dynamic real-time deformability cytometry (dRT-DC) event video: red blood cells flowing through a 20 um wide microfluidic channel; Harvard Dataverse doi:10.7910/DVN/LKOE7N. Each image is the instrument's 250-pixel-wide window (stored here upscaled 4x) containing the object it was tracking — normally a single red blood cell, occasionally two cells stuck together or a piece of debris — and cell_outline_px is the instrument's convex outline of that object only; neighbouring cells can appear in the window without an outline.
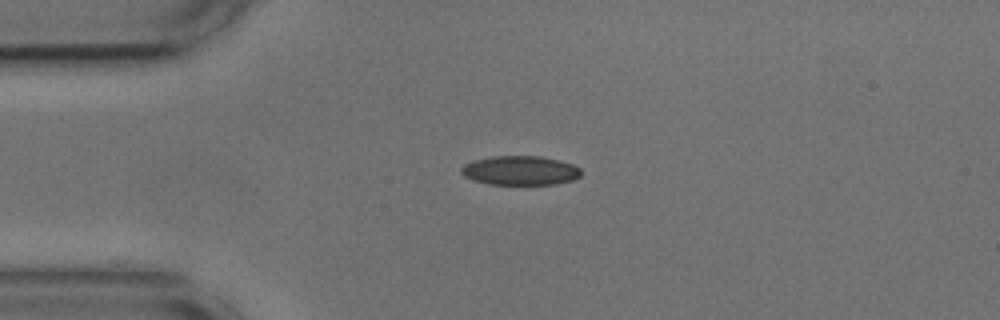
{"species": "common noctule bat (a hibernating species)", "species_latin": "Nyctalus noctula", "temperature_condition": "cold", "stored_images_in_passage": 32, "camera_frame_rate_fps": 3000, "um_per_image_px": 0.085, "animal": {"sex": "male", "body_mass_g": 17.9, "forearm_length_mm": 54.2}, "frame": {"image": 1, "passage_image": 1, "time_ms": 0.0, "image_size_px": [1000, 320], "cell_outline_px": [[580, 176], [572, 180], [556, 184], [488, 184], [472, 180], [464, 176], [460, 172], [460, 168], [464, 164], [472, 160], [492, 156], [540, 156], [572, 164], [580, 168]], "centroid_in_image_um": [44.16, 14.49], "position_along_channel_um": 40.8, "area_um2": 20.4}}
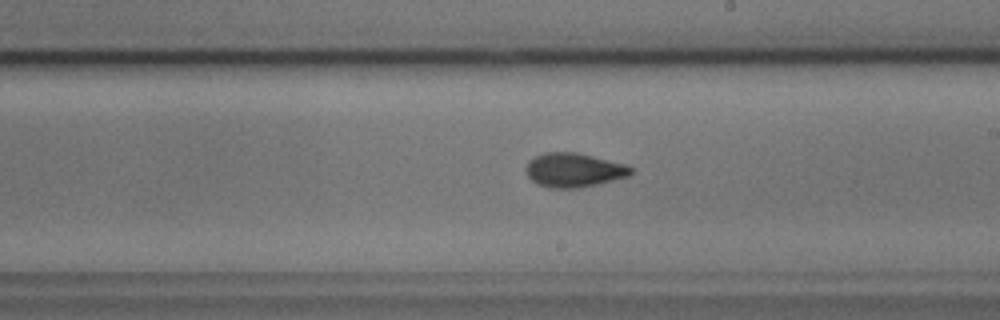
{"frame": {"image": 2, "passage_image": 19, "time_ms": 6.0, "image_size_px": [1000, 320], "cell_outline_px": [[632, 172], [628, 176], [580, 188], [548, 188], [536, 184], [528, 176], [528, 160], [544, 152], [576, 152], [628, 164], [632, 168]], "centroid_in_image_um": [48.79, 14.45], "position_along_channel_um": 240.2, "area_um2": 20.81}}
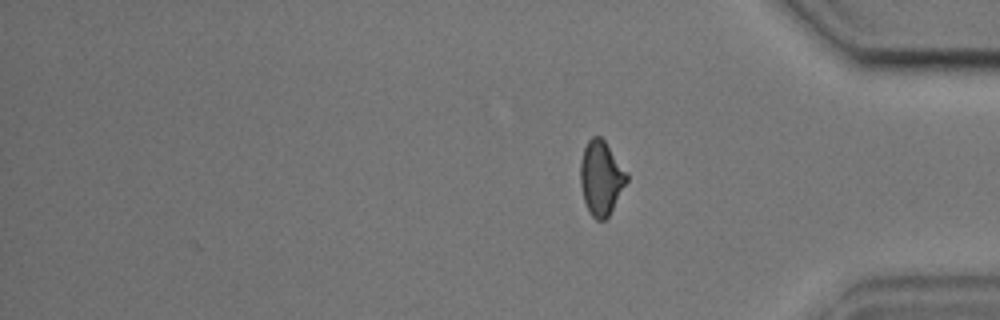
{"frame": {"image": 3, "passage_image": 32, "time_ms": 10.333, "image_size_px": [1000, 320], "cell_outline_px": [[628, 180], [608, 216], [604, 220], [596, 220], [592, 216], [584, 200], [580, 184], [580, 160], [584, 148], [588, 140], [592, 136], [600, 136], [604, 140], [628, 172]], "centroid_in_image_um": [51.09, 15.1], "position_along_channel_um": 384.1, "area_um2": 20.0}, "authors_computed_cell_mechanics": {"area_um2": 20.6635, "velocity_mm_per_s": 3.6644, "shape_relaxation_time_tau1_ms": 6.3343, "shape_relaxation_time_tau2_ms": 1.8781, "deformation_change_tau1": 0.1305, "deformation_change_tau2": 0.0548}}